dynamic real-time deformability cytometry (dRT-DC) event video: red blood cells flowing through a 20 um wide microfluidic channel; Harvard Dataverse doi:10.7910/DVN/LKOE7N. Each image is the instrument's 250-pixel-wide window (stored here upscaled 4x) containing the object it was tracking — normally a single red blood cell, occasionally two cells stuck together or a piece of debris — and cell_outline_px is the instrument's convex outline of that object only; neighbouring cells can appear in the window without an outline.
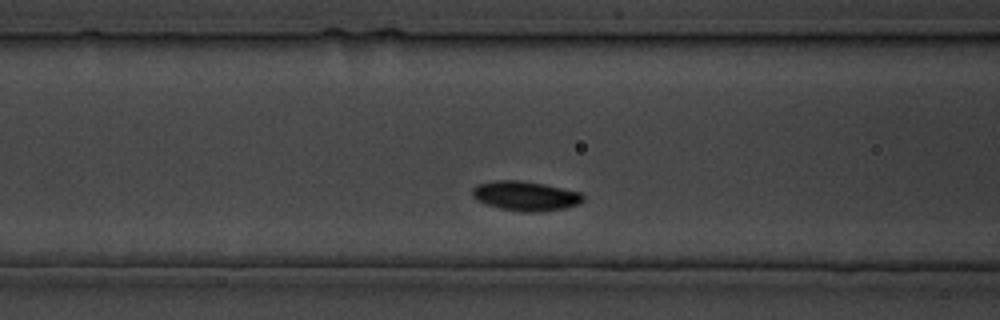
{"species": "common noctule bat (a hibernating species)", "species_latin": "Nyctalus noctula", "temperature_condition": "cold", "stored_images_in_passage": 10, "segment_of_instrument_passage": [1, 2], "camera_frame_rate_fps": 3000, "um_per_image_px": 0.085, "animal": {"sex": "male", "body_mass_g": 19.5, "forearm_length_mm": 54.6}, "frame": {"image": 1, "passage_image": 6, "time_ms": 6.667, "image_size_px": [1000, 320], "cell_outline_px": [[584, 200], [580, 204], [564, 208], [536, 212], [520, 212], [500, 208], [484, 204], [472, 196], [472, 188], [476, 184], [496, 180], [520, 180], [544, 184], [580, 192], [584, 196]], "centroid_in_image_um": [44.65, 16.65], "position_along_channel_um": 122.0, "area_um2": 19.19}}
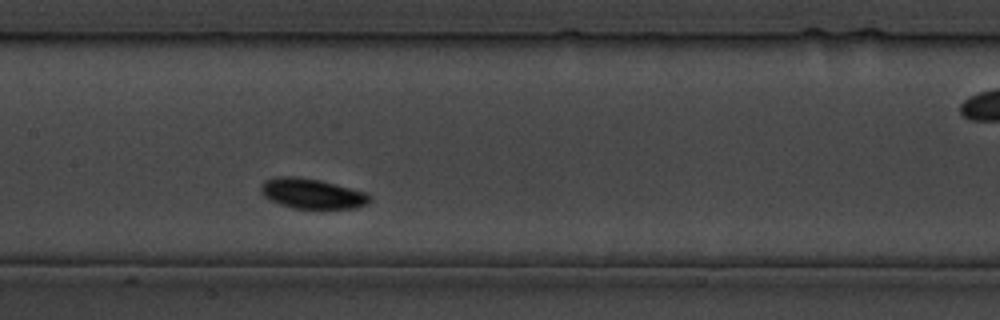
{"frame": {"image": 2, "passage_image": 9, "time_ms": 11.0, "image_size_px": [1000, 320], "cell_outline_px": [[372, 200], [368, 204], [352, 208], [292, 208], [280, 204], [264, 196], [260, 192], [260, 188], [264, 180], [276, 176], [296, 176], [320, 180], [364, 192]], "centroid_in_image_um": [26.47, 16.44], "position_along_channel_um": 180.9, "area_um2": 18.9}}